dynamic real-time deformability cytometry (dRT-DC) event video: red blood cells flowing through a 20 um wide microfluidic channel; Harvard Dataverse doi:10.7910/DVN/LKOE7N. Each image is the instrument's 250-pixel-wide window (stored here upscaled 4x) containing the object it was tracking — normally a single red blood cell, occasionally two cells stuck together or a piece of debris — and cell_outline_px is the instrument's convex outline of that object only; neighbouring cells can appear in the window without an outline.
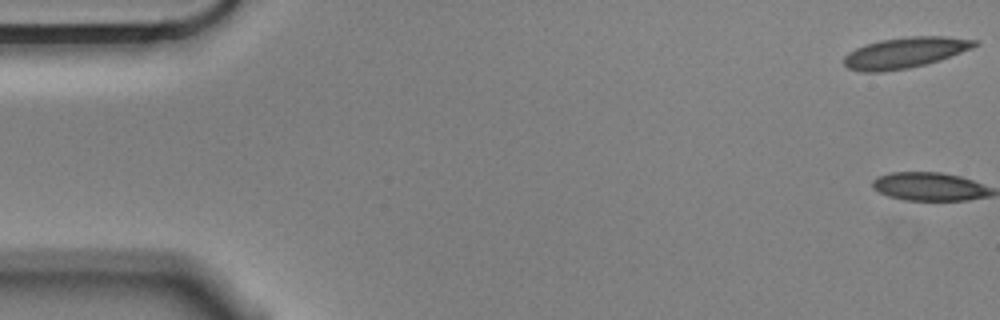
{"species": "Egyptian fruit bat (a non-hibernating species)", "species_latin": "Rousettus aegyptiacus", "temperature_condition": "cold", "stored_images_in_passage": 2, "camera_frame_rate_fps": 3000, "um_per_image_px": 0.085, "animal": {"sex": "male"}, "frame": {"image": 1, "passage_image": 1, "time_ms": 0.0, "image_size_px": [1000, 320], "cell_outline_px": [[980, 44], [972, 48], [940, 60], [908, 68], [884, 72], [860, 72], [848, 68], [844, 64], [844, 56], [848, 52], [864, 44], [880, 40], [908, 36], [944, 36], [976, 40]], "centroid_in_image_um": [76.89, 4.48], "position_along_channel_um": 8.1, "area_um2": 23.52}}